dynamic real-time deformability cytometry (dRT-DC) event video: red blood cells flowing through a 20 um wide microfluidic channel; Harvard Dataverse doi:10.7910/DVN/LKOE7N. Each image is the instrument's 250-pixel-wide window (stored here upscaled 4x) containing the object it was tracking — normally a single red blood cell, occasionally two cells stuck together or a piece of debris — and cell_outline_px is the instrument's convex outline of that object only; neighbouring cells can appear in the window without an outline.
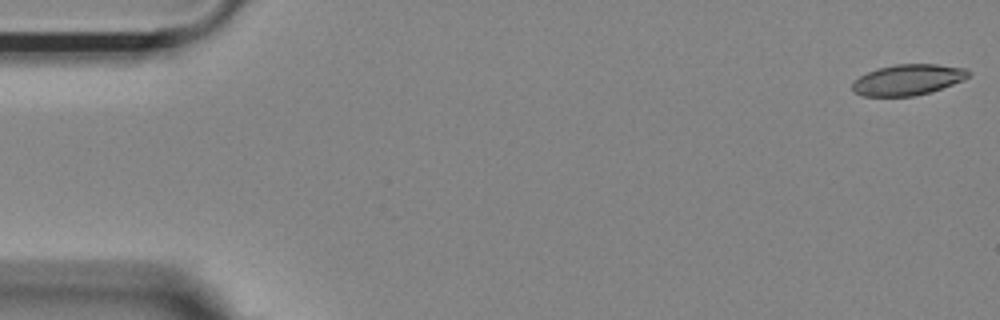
{"species": "Egyptian fruit bat (a non-hibernating species)", "species_latin": "Rousettus aegyptiacus", "temperature_condition": "room temperature", "stored_images_in_passage": 47, "camera_frame_rate_fps": 3000, "um_per_image_px": 0.085, "animal": {"sex": "female"}, "frame": {"image": 1, "passage_image": 1, "time_ms": 0.0, "image_size_px": [1000, 320], "cell_outline_px": [[972, 72], [964, 80], [932, 92], [912, 96], [864, 96], [856, 92], [852, 88], [852, 84], [860, 76], [876, 68], [896, 64], [936, 64], [964, 68]], "centroid_in_image_um": [77.2, 6.77], "position_along_channel_um": 7.8, "area_um2": 20.81}}
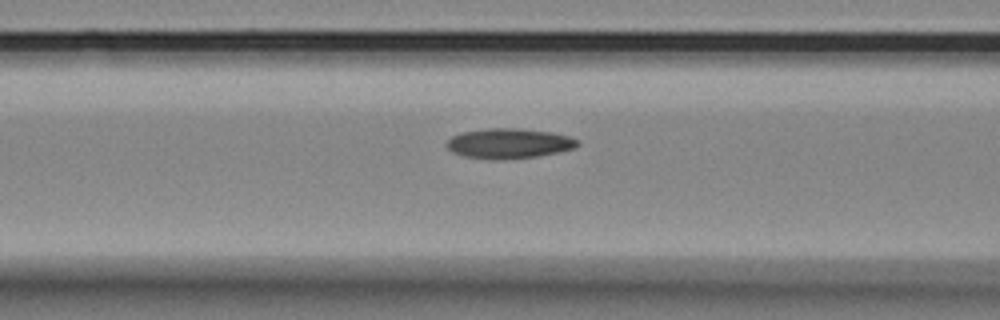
{"frame": {"image": 2, "passage_image": 21, "time_ms": 6.667, "image_size_px": [1000, 320], "cell_outline_px": [[580, 144], [576, 148], [536, 156], [504, 160], [488, 160], [464, 156], [452, 152], [444, 144], [452, 136], [464, 132], [488, 128], [520, 128], [552, 132], [568, 136], [580, 140]], "centroid_in_image_um": [43.26, 12.2], "position_along_channel_um": 123.3, "area_um2": 23.12}}
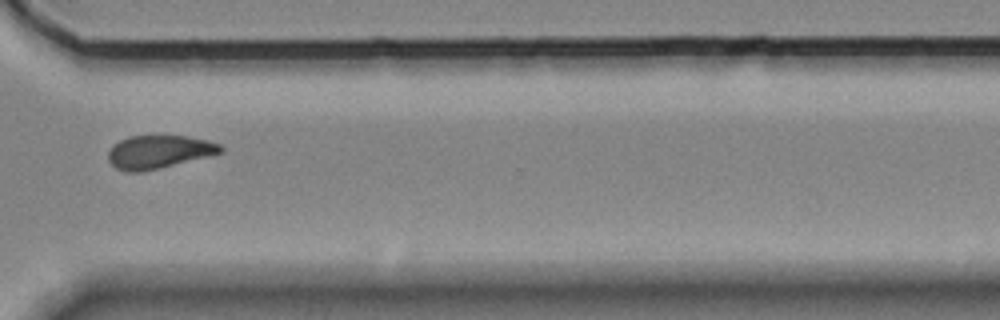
{"frame": {"image": 3, "passage_image": 40, "time_ms": 13.0, "image_size_px": [1000, 320], "cell_outline_px": [[224, 152], [140, 172], [128, 172], [116, 168], [108, 160], [108, 152], [112, 144], [128, 136], [188, 136], [208, 140], [220, 144], [224, 148]], "centroid_in_image_um": [13.48, 12.89], "position_along_channel_um": 357.1, "area_um2": 21.56}}